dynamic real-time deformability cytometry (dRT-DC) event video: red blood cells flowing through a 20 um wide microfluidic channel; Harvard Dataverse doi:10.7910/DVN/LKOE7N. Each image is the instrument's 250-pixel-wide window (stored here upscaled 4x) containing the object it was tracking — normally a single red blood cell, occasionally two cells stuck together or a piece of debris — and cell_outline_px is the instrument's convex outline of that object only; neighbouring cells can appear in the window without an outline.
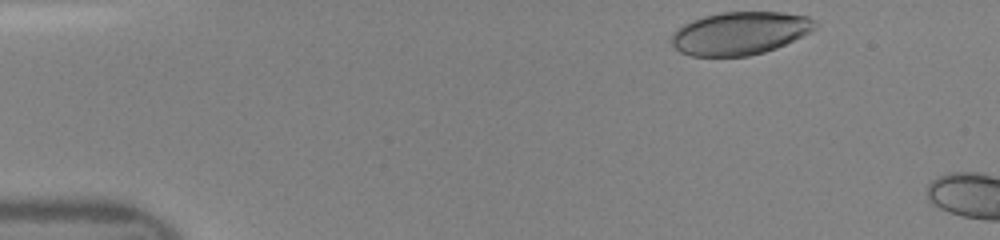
{"species": "human", "species_latin": "Homo sapiens", "temperature_condition": "room temperature", "stored_images_in_passage": 5, "camera_frame_rate_fps": 3000, "um_per_image_px": 0.085, "donor": {"sex": "female"}, "frame": {"image": 1, "passage_image": 1, "time_ms": 0.0, "image_size_px": [1000, 240], "cell_outline_px": [[816, 28], [776, 48], [764, 52], [748, 56], [692, 56], [680, 52], [672, 44], [672, 32], [684, 24], [692, 20], [704, 16], [720, 12], [780, 12], [808, 16], [816, 24]], "centroid_in_image_um": [62.85, 2.82], "position_along_channel_um": 22.1, "area_um2": 35.6}}